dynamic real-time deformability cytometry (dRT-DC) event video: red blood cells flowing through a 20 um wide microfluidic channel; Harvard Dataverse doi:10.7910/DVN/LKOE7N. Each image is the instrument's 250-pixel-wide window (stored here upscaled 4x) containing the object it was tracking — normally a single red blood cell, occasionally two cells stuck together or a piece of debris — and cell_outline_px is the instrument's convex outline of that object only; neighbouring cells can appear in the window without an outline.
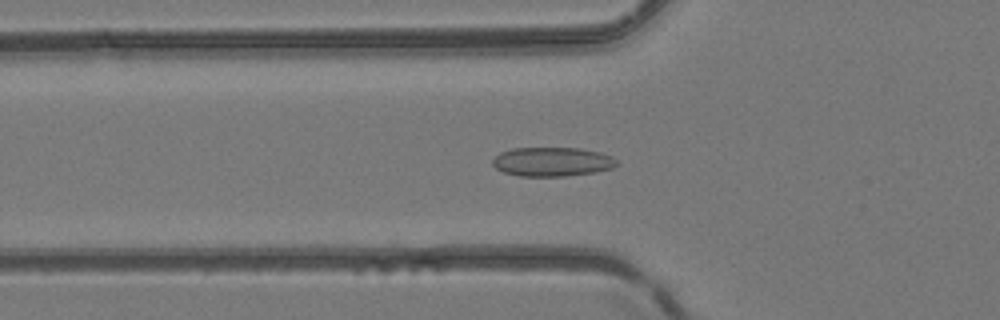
{"species": "common noctule bat (a hibernating species)", "species_latin": "Nyctalus noctula", "temperature_condition": "room temperature", "stored_images_in_passage": 34, "camera_frame_rate_fps": 3000, "um_per_image_px": 0.085, "animal": {"sex": "female", "body_mass_g": 24.6, "forearm_length_mm": 56.2}, "frame": {"image": 1, "passage_image": 3, "time_ms": 0.667, "image_size_px": [1000, 320], "cell_outline_px": [[620, 164], [612, 168], [596, 172], [564, 176], [520, 176], [504, 172], [496, 168], [492, 164], [492, 160], [500, 152], [512, 148], [580, 148], [600, 152], [612, 156]], "centroid_in_image_um": [46.95, 13.74], "position_along_channel_um": 78.8, "area_um2": 21.15}}
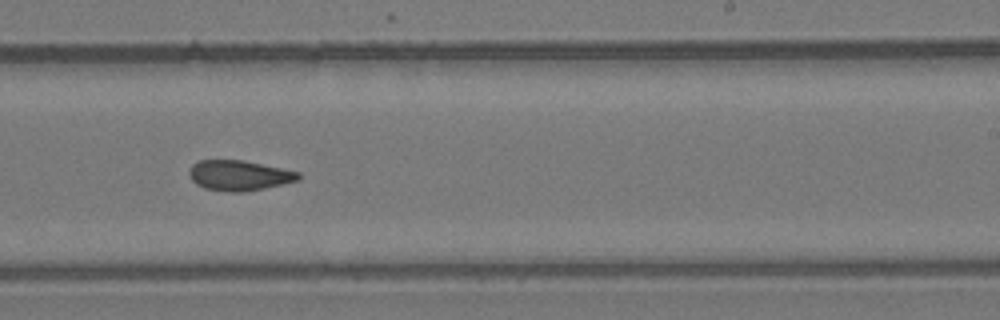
{"frame": {"image": 2, "passage_image": 16, "time_ms": 5.0, "image_size_px": [1000, 320], "cell_outline_px": [[300, 180], [264, 188], [244, 192], [228, 192], [204, 188], [196, 184], [192, 180], [188, 172], [192, 164], [200, 160], [244, 160], [300, 172]], "centroid_in_image_um": [20.32, 14.91], "position_along_channel_um": 268.7, "area_um2": 19.31}}
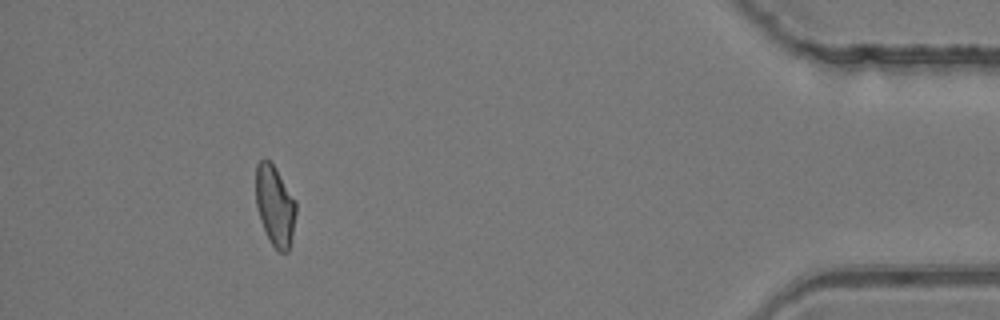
{"frame": {"image": 3, "passage_image": 30, "time_ms": 9.667, "image_size_px": [1000, 320], "cell_outline_px": [[296, 212], [288, 252], [280, 252], [272, 244], [260, 220], [256, 204], [256, 164], [264, 156], [276, 168], [296, 200]], "centroid_in_image_um": [23.36, 17.42], "position_along_channel_um": 411.8, "area_um2": 18.67}}